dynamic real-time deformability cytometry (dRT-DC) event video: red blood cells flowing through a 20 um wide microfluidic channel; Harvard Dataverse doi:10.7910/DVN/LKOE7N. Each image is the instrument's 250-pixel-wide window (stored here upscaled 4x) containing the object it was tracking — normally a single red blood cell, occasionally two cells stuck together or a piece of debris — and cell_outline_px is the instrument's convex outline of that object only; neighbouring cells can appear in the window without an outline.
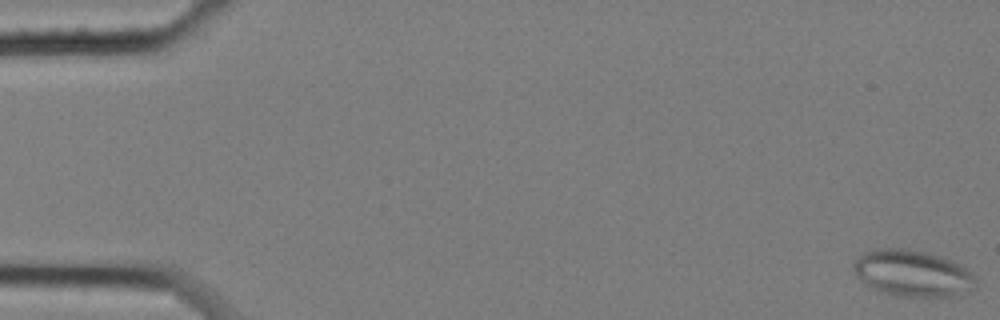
{"species": "common noctule bat (a hibernating species)", "species_latin": "Nyctalus noctula", "temperature_condition": "cold", "stored_images_in_passage": 59, "camera_frame_rate_fps": 3000, "um_per_image_px": 0.085, "animal": {"sex": "female", "body_mass_g": 25.1}, "frame": {"image": 1, "passage_image": 1, "time_ms": 0.0, "image_size_px": [1000, 320], "cell_outline_px": [[976, 288], [948, 296], [896, 296], [880, 292], [872, 288], [860, 280], [856, 276], [852, 268], [852, 264], [864, 252], [876, 248], [908, 248], [928, 252], [952, 260], [960, 264], [972, 272], [976, 280]], "centroid_in_image_um": [77.54, 23.21], "position_along_channel_um": 7.5, "area_um2": 33.29}}
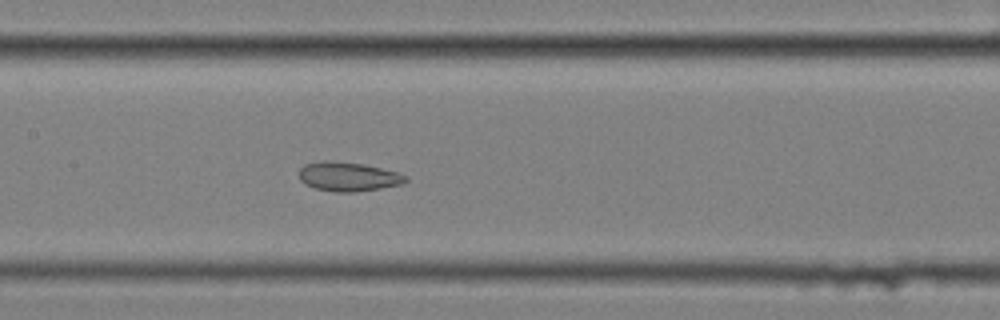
{"frame": {"image": 2, "passage_image": 29, "time_ms": 9.333, "image_size_px": [1000, 320], "cell_outline_px": [[408, 180], [404, 184], [356, 192], [332, 192], [316, 188], [304, 184], [300, 180], [300, 168], [304, 164], [324, 160], [332, 160], [364, 164], [400, 172], [408, 176]], "centroid_in_image_um": [29.63, 15.01], "position_along_channel_um": 177.8, "area_um2": 18.44}}
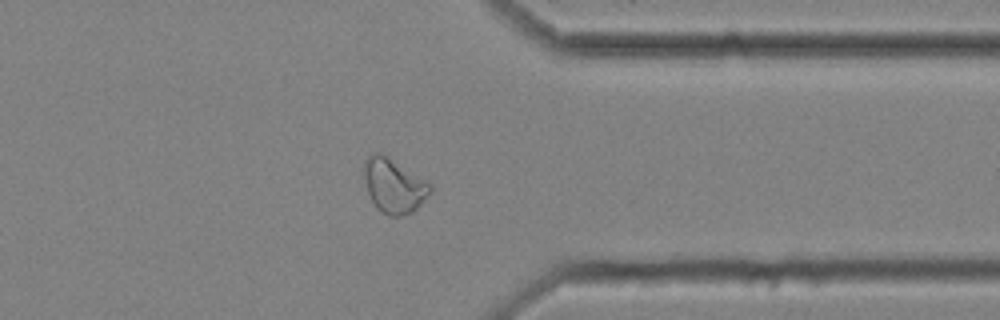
{"frame": {"image": 3, "passage_image": 47, "time_ms": 15.333, "image_size_px": [1000, 320], "cell_outline_px": [[432, 192], [412, 212], [400, 216], [388, 216], [376, 208], [368, 192], [364, 176], [364, 160], [368, 156], [376, 152], [380, 152], [388, 156], [432, 180]], "centroid_in_image_um": [33.54, 15.75], "position_along_channel_um": 377.9, "area_um2": 21.56}, "authors_computed_cell_mechanics": {"area_um2": 22.7732, "velocity_mm_per_s": 3.4201, "shape_relaxation_time_tau1_ms": null, "shape_relaxation_time_tau2_ms": 3.0185, "deformation_change_tau1": null, "deformation_change_tau2": 0.085}}